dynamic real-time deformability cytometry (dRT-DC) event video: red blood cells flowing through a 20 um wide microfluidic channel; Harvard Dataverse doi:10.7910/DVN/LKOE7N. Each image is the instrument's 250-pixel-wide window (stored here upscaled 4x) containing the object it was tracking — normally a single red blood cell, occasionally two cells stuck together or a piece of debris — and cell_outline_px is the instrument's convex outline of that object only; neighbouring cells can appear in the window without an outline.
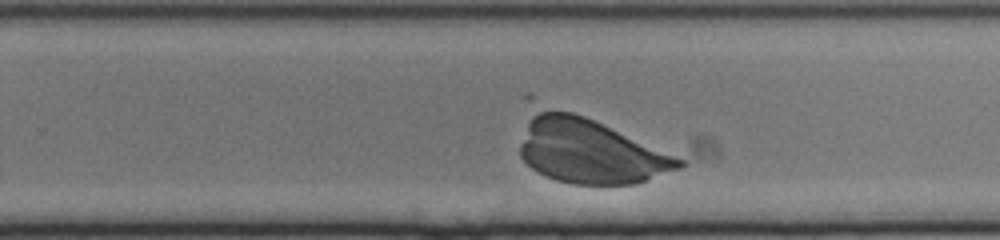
{"species": "human", "species_latin": "Homo sapiens", "temperature_condition": "cold", "stored_images_in_passage": 43, "camera_frame_rate_fps": 3000, "um_per_image_px": 0.085, "donor": {"sex": "female"}, "frame": {"image": 1, "passage_image": 31, "time_ms": 10.0, "image_size_px": [1000, 240], "cell_outline_px": [[688, 164], [680, 168], [636, 184], [572, 184], [556, 180], [544, 176], [536, 172], [520, 156], [520, 144], [528, 120], [536, 108], [540, 108], [572, 112], [584, 116], [684, 160]], "centroid_in_image_um": [50.1, 12.87], "position_along_channel_um": 279.7, "area_um2": 59.07}}
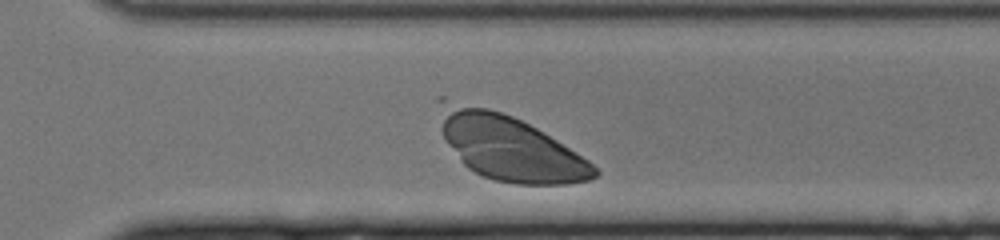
{"frame": {"image": 2, "passage_image": 37, "time_ms": 12.0, "image_size_px": [1000, 240], "cell_outline_px": [[600, 172], [596, 176], [588, 180], [568, 184], [516, 184], [496, 180], [484, 176], [468, 168], [464, 164], [444, 140], [436, 100], [436, 96], [444, 96], [488, 108], [512, 116], [544, 132], [576, 152], [588, 160]], "centroid_in_image_um": [43.22, 12.48], "position_along_channel_um": 327.4, "area_um2": 59.25}}